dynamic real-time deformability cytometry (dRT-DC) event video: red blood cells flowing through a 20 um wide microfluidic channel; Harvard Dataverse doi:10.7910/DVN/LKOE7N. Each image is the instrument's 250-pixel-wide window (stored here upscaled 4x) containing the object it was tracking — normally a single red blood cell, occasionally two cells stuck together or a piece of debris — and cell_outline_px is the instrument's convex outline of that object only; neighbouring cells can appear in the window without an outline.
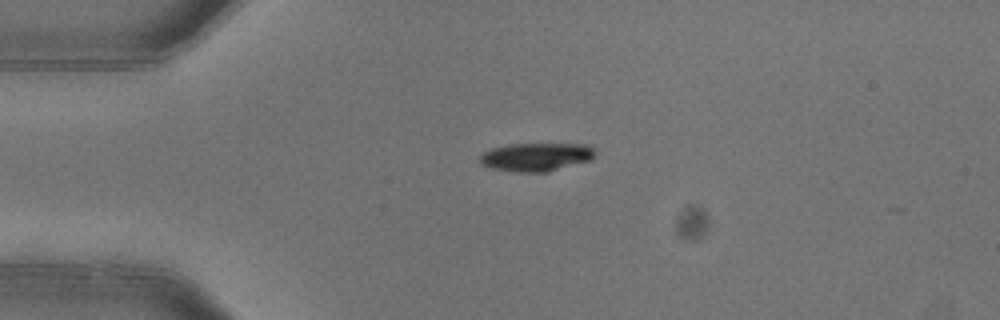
{"species": "common noctule bat (a hibernating species)", "species_latin": "Nyctalus noctula", "temperature_condition": "warm", "stored_images_in_passage": 1, "camera_frame_rate_fps": 3000, "um_per_image_px": 0.085, "animal": {"sex": "female"}, "frame": {"image": 1, "passage_image": 1, "time_ms": 0.0, "image_size_px": [1000, 320], "cell_outline_px": [[596, 156], [592, 160], [548, 172], [520, 172], [492, 168], [480, 164], [480, 156], [484, 152], [492, 148], [508, 144], [588, 144], [596, 148]], "centroid_in_image_um": [45.65, 13.33], "position_along_channel_um": 39.4, "area_um2": 19.25}}